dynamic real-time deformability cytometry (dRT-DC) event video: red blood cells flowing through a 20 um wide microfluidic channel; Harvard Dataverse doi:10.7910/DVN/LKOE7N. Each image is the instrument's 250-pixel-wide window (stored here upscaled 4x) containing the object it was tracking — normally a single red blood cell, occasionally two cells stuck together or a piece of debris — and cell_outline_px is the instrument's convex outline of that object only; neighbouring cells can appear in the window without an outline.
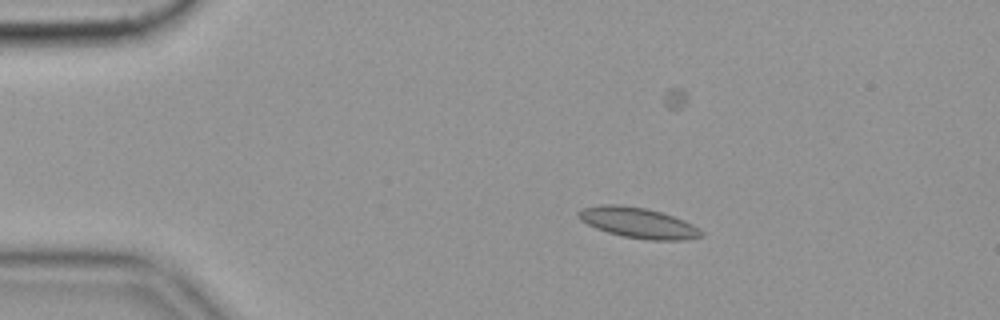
{"species": "common noctule bat (a hibernating species)", "species_latin": "Nyctalus noctula", "temperature_condition": "cold", "stored_images_in_passage": 55, "camera_frame_rate_fps": 3000, "um_per_image_px": 0.085, "animal": {"sex": "female", "body_mass_g": 19.9}, "frame": {"image": 1, "passage_image": 8, "time_ms": 2.333, "image_size_px": [1000, 320], "cell_outline_px": [[704, 236], [688, 240], [648, 240], [620, 236], [596, 228], [580, 220], [576, 216], [576, 212], [584, 208], [604, 204], [616, 204], [644, 208], [660, 212], [684, 220], [692, 224], [704, 232]], "centroid_in_image_um": [54.25, 18.95], "position_along_channel_um": 30.7, "area_um2": 21.85}}
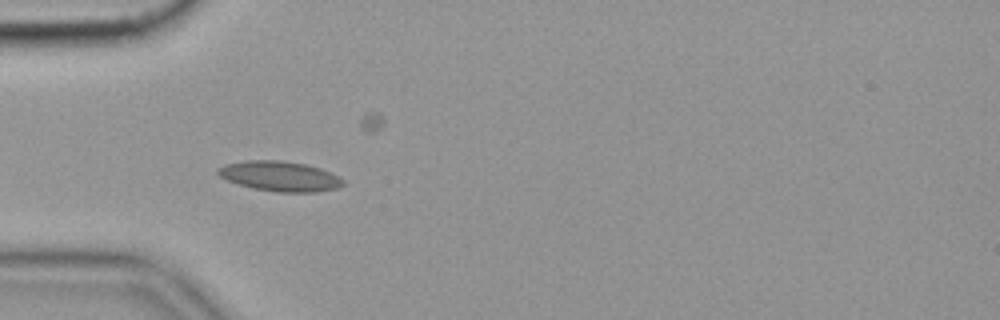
{"frame": {"image": 2, "passage_image": 15, "time_ms": 4.667, "image_size_px": [1000, 320], "cell_outline_px": [[344, 184], [336, 188], [316, 192], [276, 192], [252, 188], [236, 184], [220, 176], [216, 172], [216, 168], [224, 164], [248, 160], [284, 160], [304, 164], [320, 168], [344, 180]], "centroid_in_image_um": [23.73, 14.97], "position_along_channel_um": 61.3, "area_um2": 21.91}}
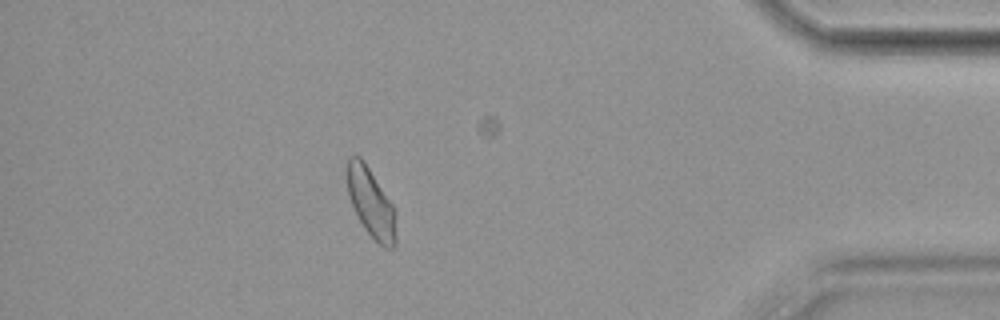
{"frame": {"image": 3, "passage_image": 48, "time_ms": 15.667, "image_size_px": [1000, 320], "cell_outline_px": [[396, 248], [384, 248], [364, 228], [348, 196], [348, 156], [360, 156], [364, 160], [392, 204], [396, 212]], "centroid_in_image_um": [31.57, 17.26], "position_along_channel_um": 403.6, "area_um2": 19.48}, "authors_computed_cell_mechanics": {"area_um2": 19.941, "velocity_mm_per_s": 3.5287, "shape_relaxation_time_tau1_ms": null, "shape_relaxation_time_tau2_ms": 3.1266, "deformation_change_tau1": null, "deformation_change_tau2": 0.0636}}